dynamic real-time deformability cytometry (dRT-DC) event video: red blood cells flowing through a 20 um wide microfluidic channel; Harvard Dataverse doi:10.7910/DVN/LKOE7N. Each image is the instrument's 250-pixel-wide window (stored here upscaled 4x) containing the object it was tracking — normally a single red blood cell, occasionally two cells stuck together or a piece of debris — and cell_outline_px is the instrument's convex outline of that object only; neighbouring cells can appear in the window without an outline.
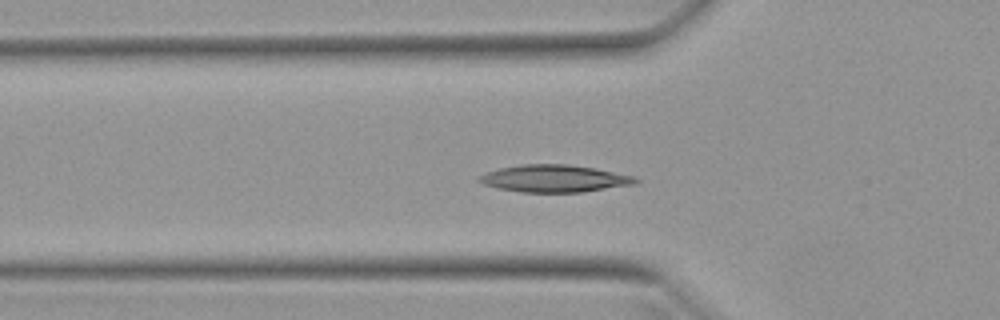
{"species": "Egyptian fruit bat (a non-hibernating species)", "species_latin": "Rousettus aegyptiacus", "temperature_condition": "warm", "stored_images_in_passage": 50, "camera_frame_rate_fps": 3000, "um_per_image_px": 0.085, "animal": {"sex": "female"}, "frame": {"image": 1, "passage_image": 15, "time_ms": 4.667, "image_size_px": [1000, 320], "cell_outline_px": [[640, 180], [636, 184], [580, 192], [524, 192], [496, 188], [484, 184], [476, 180], [476, 176], [500, 168], [520, 164], [568, 164], [596, 168], [636, 176]], "centroid_in_image_um": [47.13, 15.17], "position_along_channel_um": 78.7, "area_um2": 24.97}}
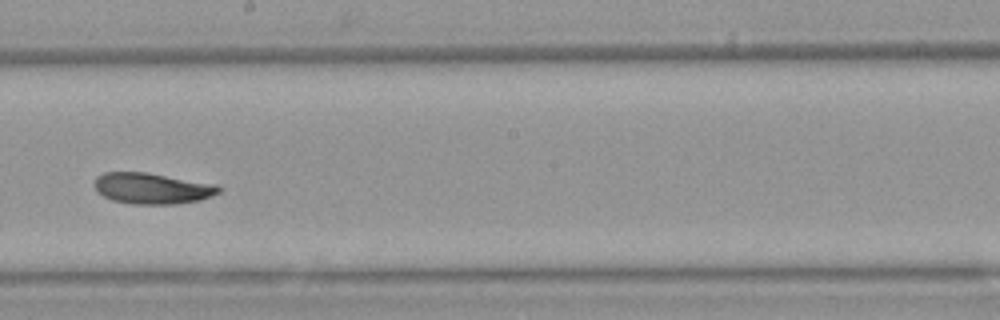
{"frame": {"image": 2, "passage_image": 27, "time_ms": 8.667, "image_size_px": [1000, 320], "cell_outline_px": [[220, 192], [212, 196], [200, 200], [176, 204], [132, 204], [112, 200], [96, 192], [92, 184], [96, 176], [104, 172], [144, 172], [216, 184], [220, 188]], "centroid_in_image_um": [12.88, 16.01], "position_along_channel_um": 235.3, "area_um2": 22.6}}
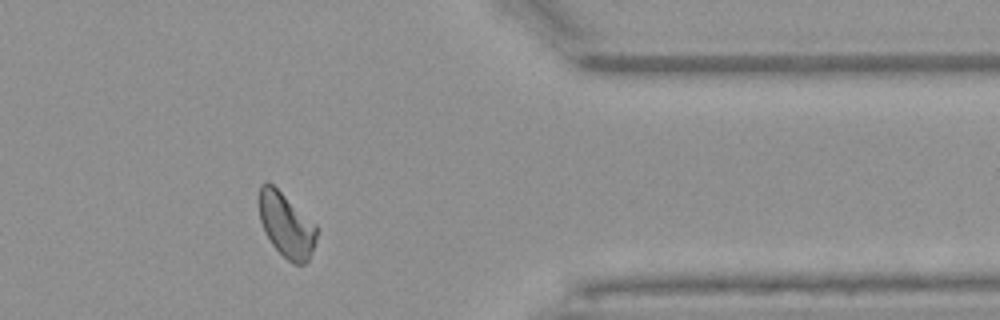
{"frame": {"image": 3, "passage_image": 40, "time_ms": 13.0, "image_size_px": [1000, 320], "cell_outline_px": [[320, 228], [316, 240], [308, 260], [304, 264], [292, 264], [272, 244], [264, 232], [260, 220], [256, 200], [260, 184], [268, 180], [316, 224]], "centroid_in_image_um": [24.3, 19.08], "position_along_channel_um": 387.1, "area_um2": 22.08}, "authors_computed_cell_mechanics": {"area_um2": 22.831, "velocity_mm_per_s": 3.9187, "shape_relaxation_time_tau1_ms": 4.8514, "shape_relaxation_time_tau2_ms": 7.0497, "deformation_change_tau1": 0.1422, "deformation_change_tau2": 0.1183}}